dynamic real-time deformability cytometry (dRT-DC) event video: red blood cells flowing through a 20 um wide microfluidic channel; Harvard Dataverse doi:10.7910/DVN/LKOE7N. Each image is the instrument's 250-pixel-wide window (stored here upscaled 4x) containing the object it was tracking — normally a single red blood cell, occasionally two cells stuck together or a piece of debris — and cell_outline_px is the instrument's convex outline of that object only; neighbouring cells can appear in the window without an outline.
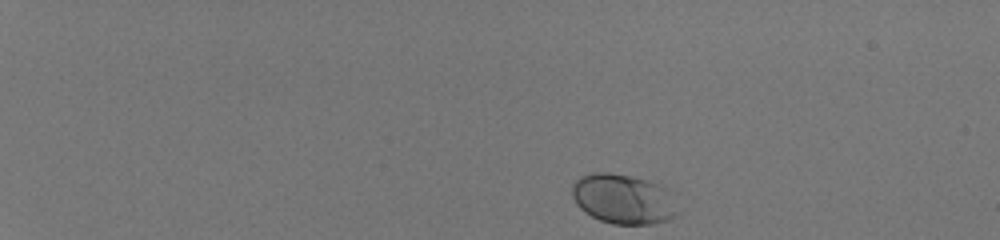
{"species": "human", "species_latin": "Homo sapiens", "temperature_condition": "room temperature", "stored_images_in_passage": 44, "camera_frame_rate_fps": 3000, "um_per_image_px": 0.085, "donor": {"sex": "male"}, "frame": {"image": 1, "passage_image": 1, "time_ms": 0.0, "image_size_px": [1000, 240], "cell_outline_px": [[680, 216], [668, 220], [652, 224], [612, 224], [600, 220], [592, 216], [580, 208], [576, 204], [572, 196], [572, 184], [580, 176], [592, 172], [608, 172], [648, 180], [668, 188]], "centroid_in_image_um": [52.99, 16.92], "position_along_channel_um": 32.0, "area_um2": 30.92}}
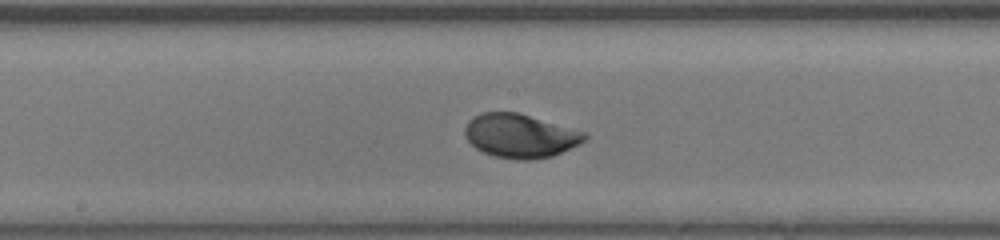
{"frame": {"image": 2, "passage_image": 24, "time_ms": 7.667, "image_size_px": [1000, 240], "cell_outline_px": [[588, 136], [584, 140], [552, 156], [528, 160], [516, 160], [496, 156], [484, 152], [476, 148], [464, 136], [464, 128], [468, 120], [484, 112], [520, 112], [584, 132]], "centroid_in_image_um": [44.17, 11.53], "position_along_channel_um": 204.0, "area_um2": 30.23}}
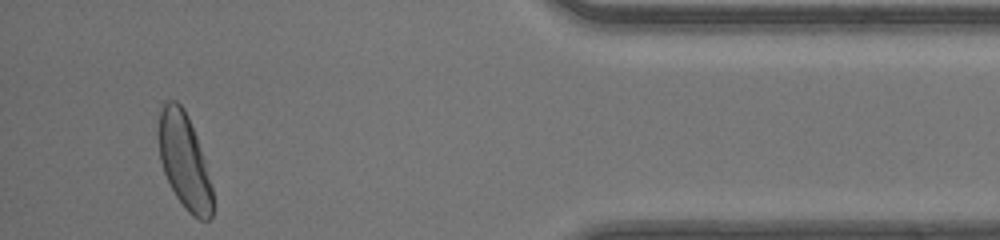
{"frame": {"image": 3, "passage_image": 42, "time_ms": 13.667, "image_size_px": [1000, 240], "cell_outline_px": [[212, 216], [208, 220], [200, 220], [192, 216], [184, 208], [176, 196], [164, 172], [160, 160], [160, 104], [164, 100], [176, 100], [184, 108], [188, 116], [196, 136], [212, 188]], "centroid_in_image_um": [15.66, 13.69], "position_along_channel_um": 419.5, "area_um2": 29.42}, "authors_computed_cell_mechanics": {"area_um2": 29.4202, "velocity_mm_per_s": 4.1415, "shape_relaxation_time_tau1_ms": 1.744, "shape_relaxation_time_tau2_ms": null, "deformation_change_tau1": 0.1181, "deformation_change_tau2": null}}